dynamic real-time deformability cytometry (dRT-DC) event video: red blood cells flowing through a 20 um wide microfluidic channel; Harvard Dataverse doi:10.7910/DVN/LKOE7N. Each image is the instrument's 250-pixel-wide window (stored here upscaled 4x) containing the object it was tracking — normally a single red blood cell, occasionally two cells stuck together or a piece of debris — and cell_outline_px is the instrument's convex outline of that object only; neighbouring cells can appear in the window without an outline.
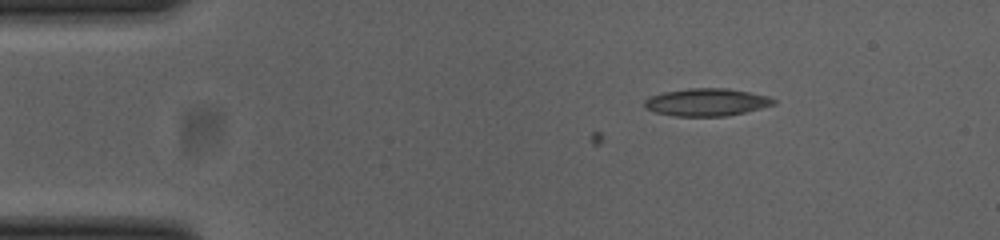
{"species": "common noctule bat (a hibernating species)", "species_latin": "Nyctalus noctula", "temperature_condition": "cold", "stored_images_in_passage": 13, "camera_frame_rate_fps": 3000, "um_per_image_px": 0.085, "animal": {"sex": "female", "body_mass_g": 23.0, "forearm_length_mm": 53.4}, "frame": {"image": 1, "passage_image": 13, "time_ms": 4.0, "image_size_px": [1000, 240], "cell_outline_px": [[776, 104], [728, 116], [676, 116], [656, 112], [644, 108], [644, 100], [652, 96], [664, 92], [688, 88], [728, 88], [768, 96], [776, 100]], "centroid_in_image_um": [60.06, 8.68], "position_along_channel_um": 24.9, "area_um2": 20.63}}